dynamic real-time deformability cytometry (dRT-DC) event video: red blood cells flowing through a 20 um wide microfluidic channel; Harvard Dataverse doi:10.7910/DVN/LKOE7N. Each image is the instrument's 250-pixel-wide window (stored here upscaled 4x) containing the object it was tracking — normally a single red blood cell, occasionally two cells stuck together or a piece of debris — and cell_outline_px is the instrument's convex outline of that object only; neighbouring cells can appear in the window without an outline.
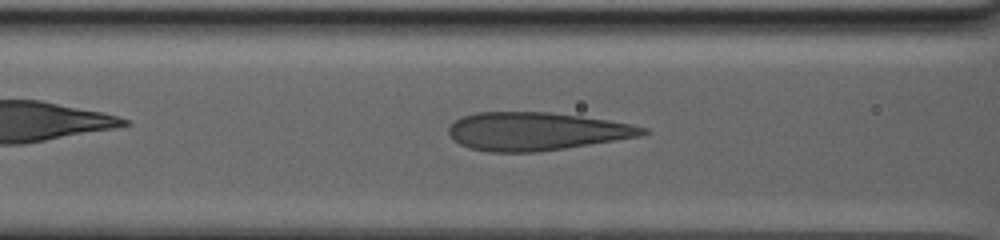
{"species": "human", "species_latin": "Homo sapiens", "temperature_condition": "warm", "stored_images_in_passage": 20, "segment_of_instrument_passage": [1, 2], "camera_frame_rate_fps": 3000, "um_per_image_px": 0.085, "donor": {"sex": "male"}, "frame": {"image": 1, "passage_image": 11, "time_ms": 8.333, "image_size_px": [1000, 240], "cell_outline_px": [[648, 132], [640, 136], [540, 152], [488, 152], [468, 148], [460, 144], [448, 132], [448, 128], [456, 120], [464, 116], [476, 112], [552, 112], [608, 120], [632, 124], [648, 128]], "centroid_in_image_um": [45.58, 11.16], "position_along_channel_um": 121.0, "area_um2": 42.95}}
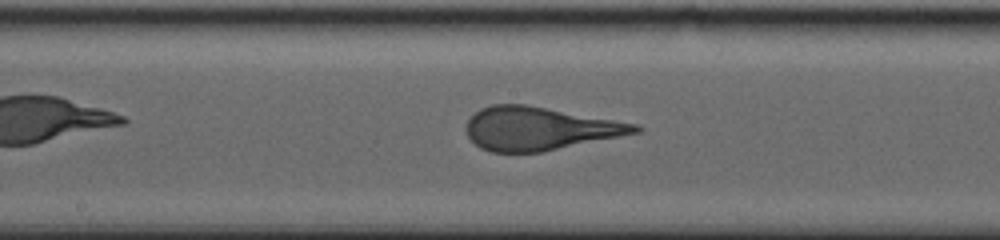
{"frame": {"image": 2, "passage_image": 16, "time_ms": 11.333, "image_size_px": [1000, 240], "cell_outline_px": [[644, 128], [640, 132], [540, 152], [492, 152], [480, 148], [468, 136], [468, 120], [480, 108], [492, 104], [524, 104], [636, 124]], "centroid_in_image_um": [45.83, 10.93], "position_along_channel_um": 202.4, "area_um2": 41.73}}
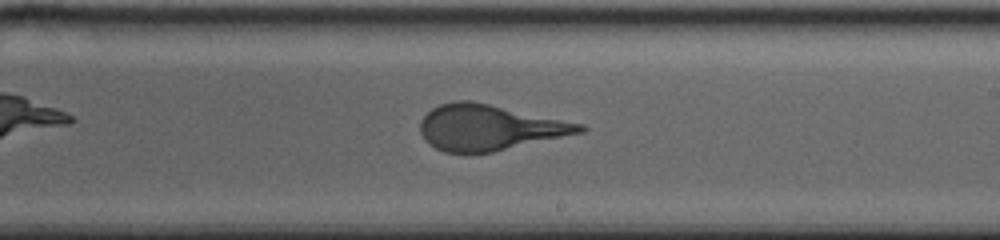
{"frame": {"image": 3, "passage_image": 19, "time_ms": 13.0, "image_size_px": [1000, 240], "cell_outline_px": [[588, 128], [584, 132], [492, 152], [444, 152], [428, 144], [424, 140], [420, 132], [420, 120], [432, 108], [440, 104], [456, 100], [468, 100], [488, 104], [584, 124]], "centroid_in_image_um": [41.57, 10.84], "position_along_channel_um": 247.4, "area_um2": 42.08}}